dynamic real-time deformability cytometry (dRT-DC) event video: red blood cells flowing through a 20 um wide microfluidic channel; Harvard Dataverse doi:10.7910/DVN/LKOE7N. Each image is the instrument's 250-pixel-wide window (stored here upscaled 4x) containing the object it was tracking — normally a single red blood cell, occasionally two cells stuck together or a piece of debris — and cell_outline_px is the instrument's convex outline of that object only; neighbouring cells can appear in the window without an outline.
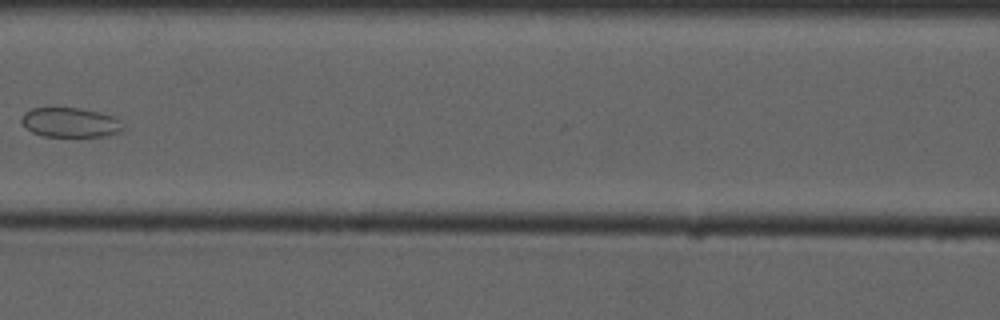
{"species": "common noctule bat (a hibernating species)", "species_latin": "Nyctalus noctula", "temperature_condition": "cold", "stored_images_in_passage": 7, "camera_frame_rate_fps": 3000, "um_per_image_px": 0.085, "animal": {"sex": "male", "forearm_length_mm": 52.5}, "frame": {"image": 1, "passage_image": 6, "time_ms": 6.667, "image_size_px": [1000, 320], "cell_outline_px": [[124, 128], [120, 132], [104, 136], [44, 136], [32, 132], [20, 120], [24, 112], [32, 108], [80, 108], [112, 116], [120, 120]], "centroid_in_image_um": [5.97, 10.41], "position_along_channel_um": 160.6, "area_um2": 17.28}}
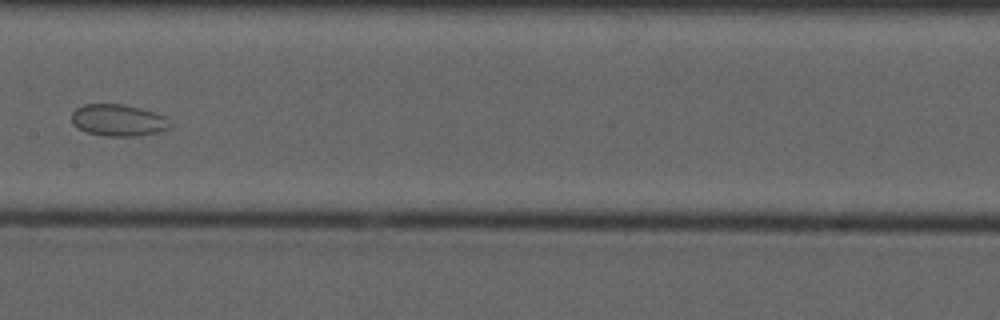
{"frame": {"image": 2, "passage_image": 7, "time_ms": 7.667, "image_size_px": [1000, 320], "cell_outline_px": [[172, 128], [140, 136], [104, 136], [88, 132], [72, 124], [72, 112], [76, 108], [84, 104], [124, 104], [140, 108], [164, 116], [172, 124]], "centroid_in_image_um": [10.06, 10.22], "position_along_channel_um": 197.3, "area_um2": 18.21}}